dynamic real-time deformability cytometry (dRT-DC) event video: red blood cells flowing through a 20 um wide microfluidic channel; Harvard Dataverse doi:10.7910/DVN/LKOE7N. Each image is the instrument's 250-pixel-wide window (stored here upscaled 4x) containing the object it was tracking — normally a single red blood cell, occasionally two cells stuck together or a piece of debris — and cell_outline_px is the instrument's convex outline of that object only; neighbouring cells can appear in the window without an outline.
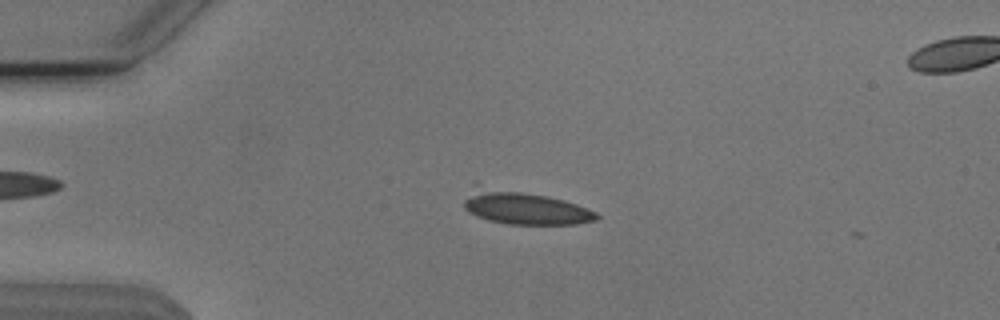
{"species": "Egyptian fruit bat (a non-hibernating species)", "species_latin": "Rousettus aegyptiacus", "temperature_condition": "cold", "stored_images_in_passage": 51, "camera_frame_rate_fps": 3000, "um_per_image_px": 0.085, "animal": {"sex": "male"}, "frame": {"image": 1, "passage_image": 12, "time_ms": 3.667, "image_size_px": [1000, 320], "cell_outline_px": [[600, 216], [596, 220], [576, 224], [508, 224], [488, 220], [476, 216], [468, 212], [464, 208], [464, 200], [472, 196], [492, 192], [520, 192], [544, 196], [564, 200], [588, 208], [596, 212]], "centroid_in_image_um": [44.82, 17.78], "position_along_channel_um": 40.2, "area_um2": 23.58}}
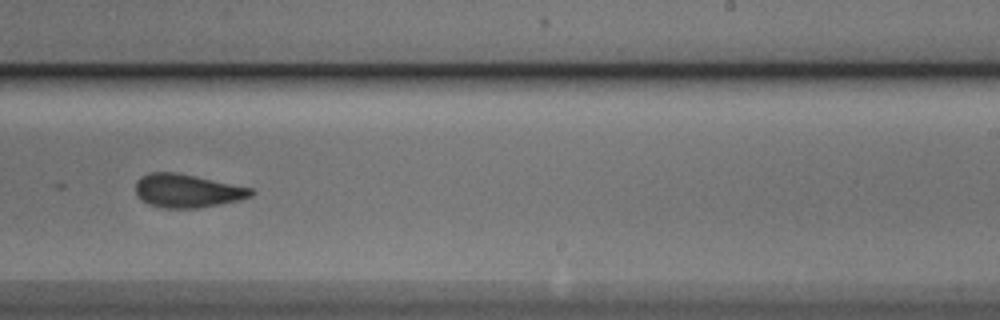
{"frame": {"image": 2, "passage_image": 33, "time_ms": 10.667, "image_size_px": [1000, 320], "cell_outline_px": [[256, 192], [252, 196], [240, 200], [200, 208], [164, 208], [148, 204], [140, 200], [136, 192], [136, 180], [148, 172], [176, 172], [196, 176], [252, 188]], "centroid_in_image_um": [15.91, 16.22], "position_along_channel_um": 273.1, "area_um2": 22.66}}
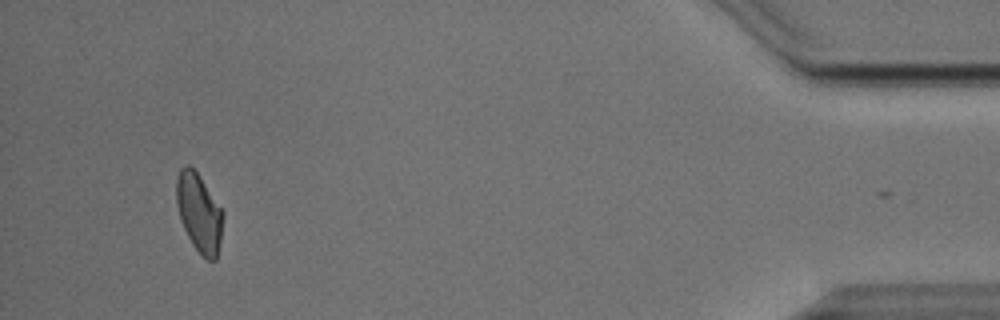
{"frame": {"image": 3, "passage_image": 50, "time_ms": 16.333, "image_size_px": [1000, 320], "cell_outline_px": [[224, 216], [220, 240], [216, 260], [208, 260], [192, 244], [180, 220], [176, 204], [176, 180], [180, 168], [188, 164], [200, 176], [224, 212]], "centroid_in_image_um": [16.92, 18.06], "position_along_channel_um": 418.3, "area_um2": 21.21}, "authors_computed_cell_mechanics": {"area_um2": 22.1374, "velocity_mm_per_s": 3.7872, "shape_relaxation_time_tau1_ms": 0.5944, "shape_relaxation_time_tau2_ms": null, "deformation_change_tau1": 0.2637, "deformation_change_tau2": null}}